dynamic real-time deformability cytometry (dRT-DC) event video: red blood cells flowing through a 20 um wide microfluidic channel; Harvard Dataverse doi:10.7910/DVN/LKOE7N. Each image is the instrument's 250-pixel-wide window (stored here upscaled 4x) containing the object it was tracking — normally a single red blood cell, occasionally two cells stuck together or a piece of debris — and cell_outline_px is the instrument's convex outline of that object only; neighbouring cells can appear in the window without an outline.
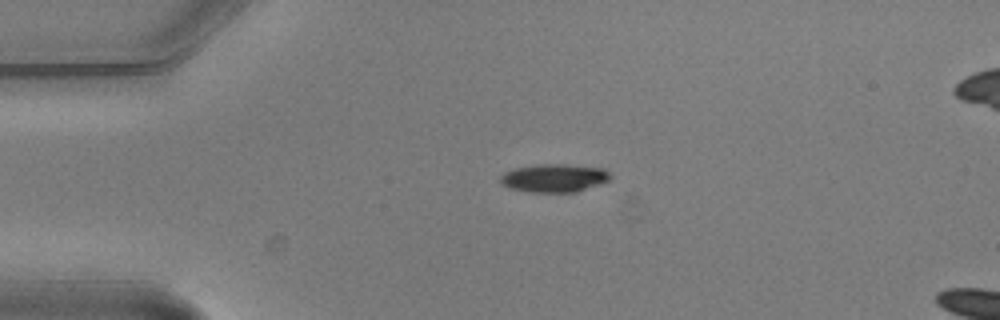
{"species": "common noctule bat (a hibernating species)", "species_latin": "Nyctalus noctula", "temperature_condition": "warm", "stored_images_in_passage": 2, "camera_frame_rate_fps": 3000, "um_per_image_px": 0.085, "animal": {"sex": "male", "body_mass_g": 20.5, "forearm_length_mm": 52.5}, "frame": {"image": 1, "passage_image": 1, "time_ms": 0.0, "image_size_px": [1000, 320], "cell_outline_px": [[612, 180], [576, 192], [528, 192], [512, 188], [500, 184], [500, 176], [504, 172], [516, 168], [540, 164], [564, 164], [604, 168], [612, 176]], "centroid_in_image_um": [47.13, 15.13], "position_along_channel_um": 37.9, "area_um2": 18.15}}